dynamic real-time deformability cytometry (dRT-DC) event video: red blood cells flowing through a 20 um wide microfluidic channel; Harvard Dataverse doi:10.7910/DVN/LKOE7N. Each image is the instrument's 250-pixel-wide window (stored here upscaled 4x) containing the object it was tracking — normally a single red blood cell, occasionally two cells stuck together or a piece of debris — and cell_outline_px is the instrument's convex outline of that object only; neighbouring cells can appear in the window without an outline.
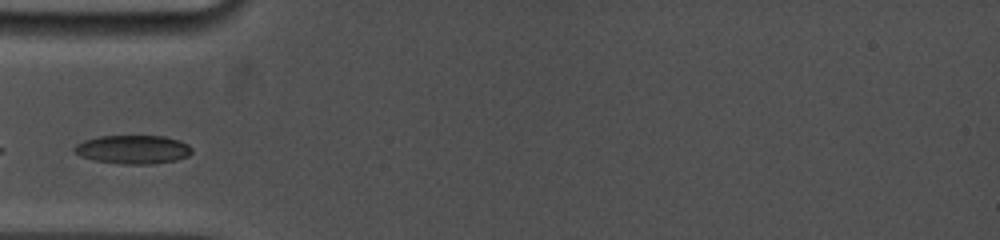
{"species": "common noctule bat (a hibernating species)", "species_latin": "Nyctalus noctula", "temperature_condition": "cold", "stored_images_in_passage": 2, "camera_frame_rate_fps": 5000, "um_per_image_px": 0.085, "animal": {"sex": "female", "body_mass_g": 19.0, "forearm_length_mm": 53.3}, "frame": {"image": 1, "passage_image": 1, "time_ms": 0.0, "image_size_px": [1000, 240], "cell_outline_px": [[192, 152], [188, 156], [176, 160], [152, 164], [124, 164], [92, 160], [80, 156], [72, 148], [76, 144], [84, 140], [100, 136], [164, 136], [180, 140], [188, 144], [192, 148]], "centroid_in_image_um": [11.31, 12.7], "position_along_channel_um": 73.7, "area_um2": 19.71}}